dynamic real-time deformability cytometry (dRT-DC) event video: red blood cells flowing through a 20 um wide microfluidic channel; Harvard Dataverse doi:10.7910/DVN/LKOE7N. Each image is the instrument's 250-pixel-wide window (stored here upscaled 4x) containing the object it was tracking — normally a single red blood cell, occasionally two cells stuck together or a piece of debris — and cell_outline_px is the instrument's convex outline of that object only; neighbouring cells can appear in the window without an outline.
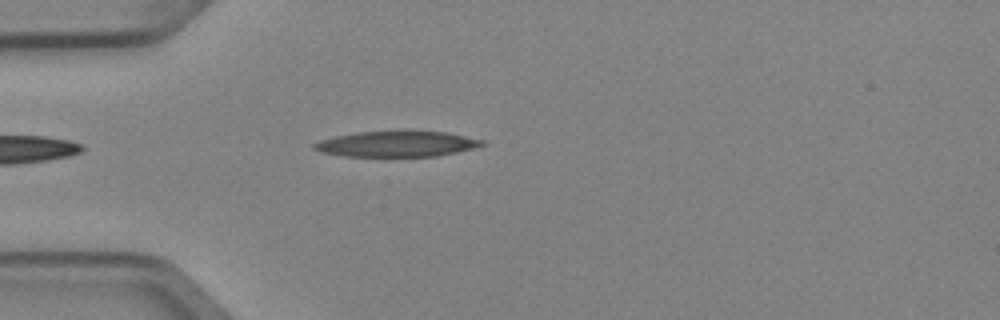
{"species": "Egyptian fruit bat (a non-hibernating species)", "species_latin": "Rousettus aegyptiacus", "temperature_condition": "cold", "stored_images_in_passage": 4, "camera_frame_rate_fps": 3000, "um_per_image_px": 0.085, "animal": {"sex": "female"}, "frame": {"image": 1, "passage_image": 4, "time_ms": 1.0, "image_size_px": [1000, 320], "cell_outline_px": [[488, 144], [456, 152], [436, 156], [340, 156], [320, 152], [312, 148], [312, 144], [320, 140], [336, 136], [360, 132], [448, 132], [484, 140]], "centroid_in_image_um": [33.72, 12.25], "position_along_channel_um": 51.3, "area_um2": 24.8}}